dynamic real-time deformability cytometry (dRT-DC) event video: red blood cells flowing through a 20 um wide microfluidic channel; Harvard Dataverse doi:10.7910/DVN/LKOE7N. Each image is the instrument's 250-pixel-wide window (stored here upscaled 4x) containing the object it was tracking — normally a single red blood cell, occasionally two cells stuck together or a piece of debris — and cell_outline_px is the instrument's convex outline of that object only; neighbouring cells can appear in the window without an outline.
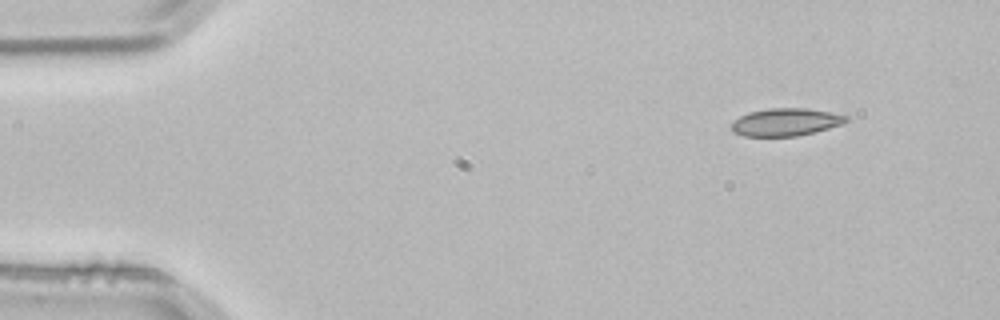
{"species": "common noctule bat (a hibernating species)", "species_latin": "Nyctalus noctula", "temperature_condition": "room temperature", "stored_images_in_passage": 3, "camera_frame_rate_fps": 3000, "um_per_image_px": 0.085, "animal": {"sex": "male", "body_mass_g": 21.5, "forearm_length_mm": 52.0}, "frame": {"image": 1, "passage_image": 1, "time_ms": 0.0, "image_size_px": [1000, 320], "cell_outline_px": [[848, 120], [840, 124], [828, 128], [796, 136], [744, 136], [732, 132], [732, 124], [740, 116], [748, 112], [772, 108], [808, 108], [848, 116]], "centroid_in_image_um": [66.76, 10.37], "position_along_channel_um": 18.2, "area_um2": 18.15}}
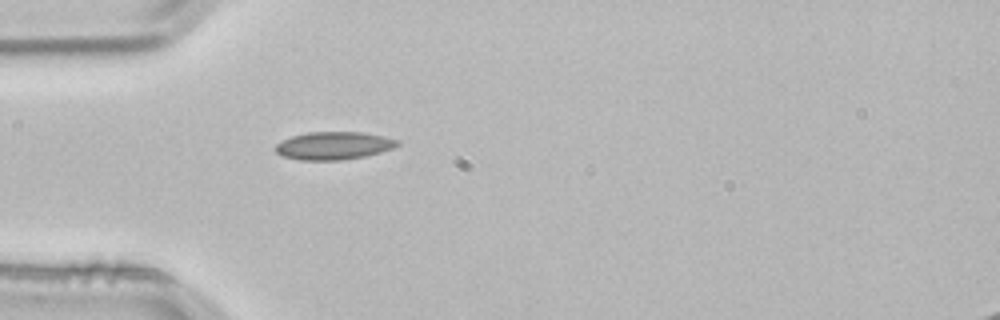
{"frame": {"image": 2, "passage_image": 3, "time_ms": 0.667, "image_size_px": [1000, 320], "cell_outline_px": [[400, 144], [392, 148], [380, 152], [364, 156], [340, 160], [300, 160], [280, 156], [276, 152], [276, 144], [292, 136], [308, 132], [364, 132], [384, 136], [400, 140]], "centroid_in_image_um": [28.37, 12.38], "position_along_channel_um": 56.6, "area_um2": 19.77}}